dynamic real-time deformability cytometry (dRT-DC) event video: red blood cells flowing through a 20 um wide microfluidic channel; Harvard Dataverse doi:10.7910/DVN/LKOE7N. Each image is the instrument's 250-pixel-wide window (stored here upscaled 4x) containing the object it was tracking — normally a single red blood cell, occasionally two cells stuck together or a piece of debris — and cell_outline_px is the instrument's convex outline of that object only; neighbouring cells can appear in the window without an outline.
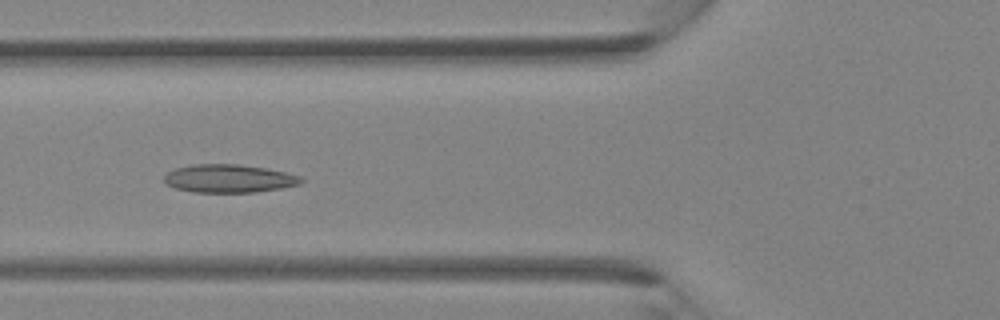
{"species": "Egyptian fruit bat (a non-hibernating species)", "species_latin": "Rousettus aegyptiacus", "temperature_condition": "room temperature", "stored_images_in_passage": 39, "camera_frame_rate_fps": 3000, "um_per_image_px": 0.085, "animal": {"sex": "female"}, "frame": {"image": 1, "passage_image": 15, "time_ms": 4.667, "image_size_px": [1000, 320], "cell_outline_px": [[304, 180], [300, 184], [280, 188], [256, 192], [192, 192], [176, 188], [164, 184], [164, 176], [168, 172], [176, 168], [192, 164], [240, 164], [264, 168], [284, 172], [300, 176]], "centroid_in_image_um": [19.43, 15.17], "position_along_channel_um": 106.4, "area_um2": 22.43}}
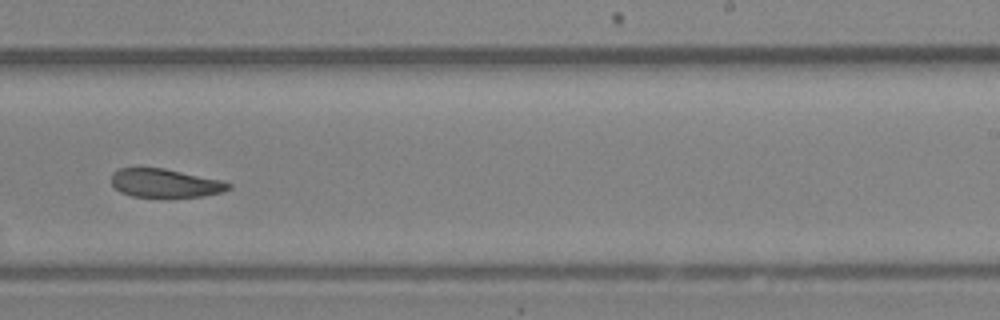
{"frame": {"image": 2, "passage_image": 25, "time_ms": 8.0, "image_size_px": [1000, 320], "cell_outline_px": [[232, 188], [224, 192], [204, 196], [132, 196], [120, 192], [112, 184], [112, 172], [120, 168], [164, 168], [224, 180], [232, 184]], "centroid_in_image_um": [14.1, 15.55], "position_along_channel_um": 274.9, "area_um2": 19.48}}
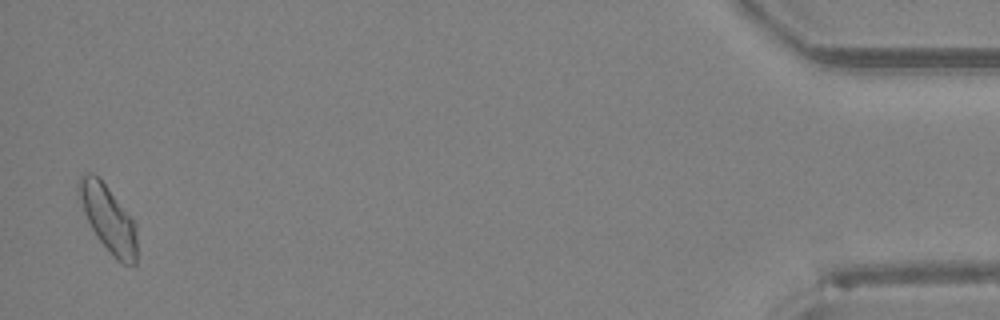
{"frame": {"image": 3, "passage_image": 39, "time_ms": 12.667, "image_size_px": [1000, 320], "cell_outline_px": [[136, 264], [132, 268], [116, 260], [112, 256], [96, 236], [84, 212], [76, 188], [76, 184], [80, 176], [84, 172], [92, 172], [104, 184], [136, 224]], "centroid_in_image_um": [9.19, 18.62], "position_along_channel_um": 426.0, "area_um2": 22.31}}